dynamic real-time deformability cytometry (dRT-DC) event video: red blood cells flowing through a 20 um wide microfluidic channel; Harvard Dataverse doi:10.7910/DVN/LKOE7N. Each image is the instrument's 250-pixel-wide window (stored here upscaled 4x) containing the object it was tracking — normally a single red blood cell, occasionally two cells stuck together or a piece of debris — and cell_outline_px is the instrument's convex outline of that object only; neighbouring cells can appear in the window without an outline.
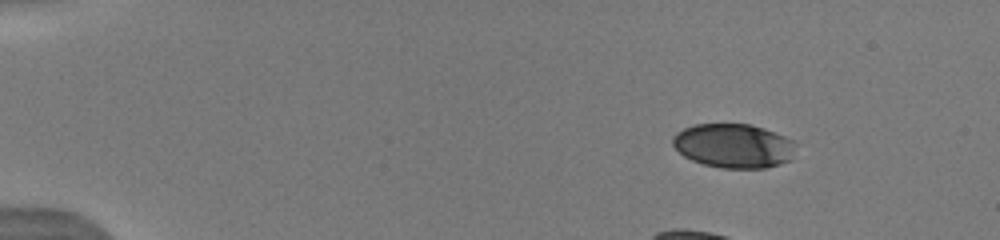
{"species": "human", "species_latin": "Homo sapiens", "temperature_condition": "warm", "stored_images_in_passage": 7, "camera_frame_rate_fps": 3000, "um_per_image_px": 0.085, "donor": {"sex": "male"}, "frame": {"image": 1, "passage_image": 1, "time_ms": 0.0, "image_size_px": [1000, 240], "cell_outline_px": [[792, 160], [780, 164], [764, 168], [720, 168], [704, 164], [692, 160], [684, 156], [672, 144], [672, 136], [676, 132], [684, 128], [696, 124], [752, 124], [764, 128], [784, 136], [792, 140]], "centroid_in_image_um": [62.32, 12.39], "position_along_channel_um": 22.7, "area_um2": 31.56}}